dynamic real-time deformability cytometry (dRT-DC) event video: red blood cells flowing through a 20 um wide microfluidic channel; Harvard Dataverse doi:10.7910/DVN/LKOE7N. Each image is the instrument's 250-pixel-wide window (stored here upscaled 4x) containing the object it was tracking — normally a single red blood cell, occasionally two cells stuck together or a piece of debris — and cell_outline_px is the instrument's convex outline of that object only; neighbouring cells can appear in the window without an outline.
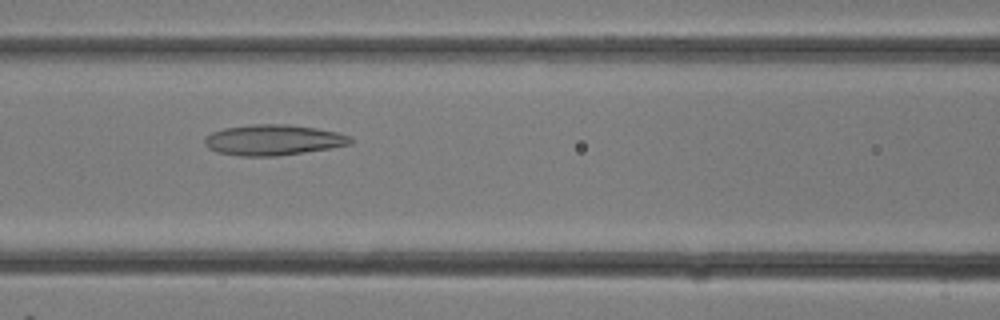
{"species": "common noctule bat (a hibernating species)", "species_latin": "Nyctalus noctula", "temperature_condition": "room temperature", "stored_images_in_passage": 28, "camera_frame_rate_fps": 3000, "um_per_image_px": 0.085, "animal": {"sex": "female"}, "frame": {"image": 1, "passage_image": 12, "time_ms": 3.667, "image_size_px": [1000, 320], "cell_outline_px": [[352, 144], [304, 152], [276, 156], [240, 156], [216, 152], [208, 148], [204, 144], [204, 136], [212, 132], [224, 128], [252, 124], [288, 124], [316, 128], [336, 132], [352, 136]], "centroid_in_image_um": [23.19, 11.89], "position_along_channel_um": 143.4, "area_um2": 26.13}}
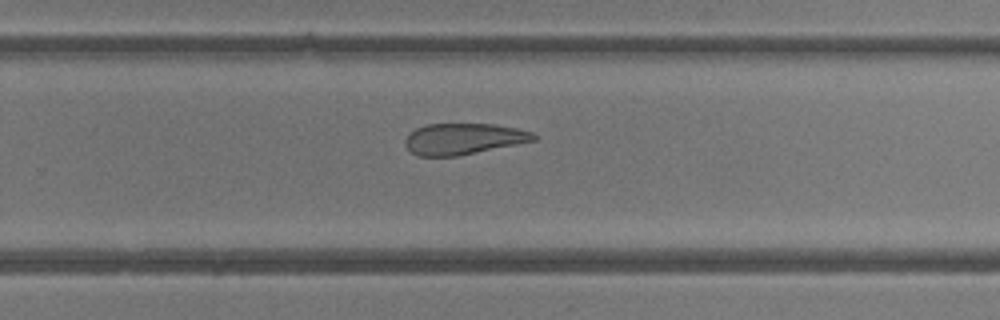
{"frame": {"image": 2, "passage_image": 18, "time_ms": 5.667, "image_size_px": [1000, 320], "cell_outline_px": [[536, 140], [456, 156], [416, 156], [404, 144], [404, 140], [416, 128], [428, 124], [492, 124], [516, 128], [532, 132], [536, 136]], "centroid_in_image_um": [39.37, 11.8], "position_along_channel_um": 290.4, "area_um2": 23.0}}
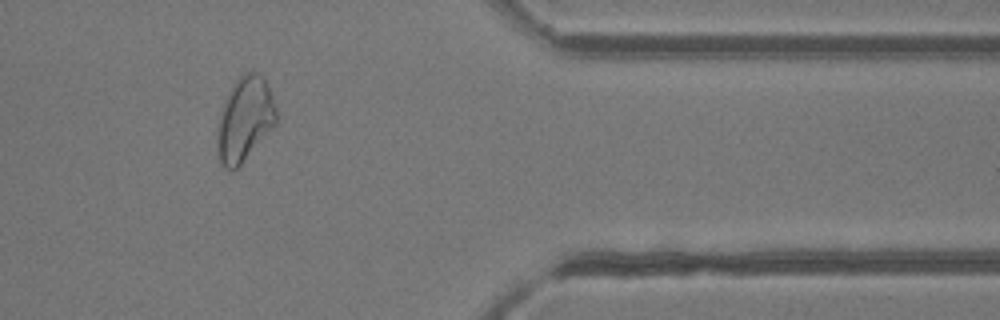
{"frame": {"image": 3, "passage_image": 23, "time_ms": 7.333, "image_size_px": [1000, 320], "cell_outline_px": [[276, 124], [240, 164], [232, 172], [224, 168], [220, 160], [216, 140], [216, 136], [220, 112], [224, 100], [228, 92], [236, 80], [244, 72], [260, 72], [264, 76], [268, 84], [276, 108]], "centroid_in_image_um": [20.79, 10.1], "position_along_channel_um": 390.6, "area_um2": 28.96}}